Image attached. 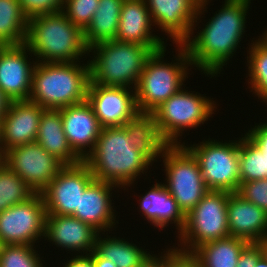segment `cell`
I'll use <instances>...</instances> for the list:
<instances>
[{
	"label": "cell",
	"mask_w": 267,
	"mask_h": 267,
	"mask_svg": "<svg viewBox=\"0 0 267 267\" xmlns=\"http://www.w3.org/2000/svg\"><path fill=\"white\" fill-rule=\"evenodd\" d=\"M86 100L103 128L123 127L139 112L136 91L128 87L90 82Z\"/></svg>",
	"instance_id": "obj_15"
},
{
	"label": "cell",
	"mask_w": 267,
	"mask_h": 267,
	"mask_svg": "<svg viewBox=\"0 0 267 267\" xmlns=\"http://www.w3.org/2000/svg\"><path fill=\"white\" fill-rule=\"evenodd\" d=\"M106 237L97 235L95 250L103 258L114 262L117 267H138L151 255L150 252L124 238L115 236L111 238L108 235Z\"/></svg>",
	"instance_id": "obj_28"
},
{
	"label": "cell",
	"mask_w": 267,
	"mask_h": 267,
	"mask_svg": "<svg viewBox=\"0 0 267 267\" xmlns=\"http://www.w3.org/2000/svg\"><path fill=\"white\" fill-rule=\"evenodd\" d=\"M5 152L4 148H0V167L4 164Z\"/></svg>",
	"instance_id": "obj_46"
},
{
	"label": "cell",
	"mask_w": 267,
	"mask_h": 267,
	"mask_svg": "<svg viewBox=\"0 0 267 267\" xmlns=\"http://www.w3.org/2000/svg\"><path fill=\"white\" fill-rule=\"evenodd\" d=\"M44 108L29 100L11 101L1 121L4 152L29 143H34Z\"/></svg>",
	"instance_id": "obj_20"
},
{
	"label": "cell",
	"mask_w": 267,
	"mask_h": 267,
	"mask_svg": "<svg viewBox=\"0 0 267 267\" xmlns=\"http://www.w3.org/2000/svg\"><path fill=\"white\" fill-rule=\"evenodd\" d=\"M117 188L120 189L115 184L94 179L80 196L79 210H75L71 216L91 225L103 235L106 231L110 234L112 228L118 224L111 200L112 190Z\"/></svg>",
	"instance_id": "obj_18"
},
{
	"label": "cell",
	"mask_w": 267,
	"mask_h": 267,
	"mask_svg": "<svg viewBox=\"0 0 267 267\" xmlns=\"http://www.w3.org/2000/svg\"><path fill=\"white\" fill-rule=\"evenodd\" d=\"M154 255V256H153ZM138 267H165V253L158 257V255H150L141 265Z\"/></svg>",
	"instance_id": "obj_41"
},
{
	"label": "cell",
	"mask_w": 267,
	"mask_h": 267,
	"mask_svg": "<svg viewBox=\"0 0 267 267\" xmlns=\"http://www.w3.org/2000/svg\"><path fill=\"white\" fill-rule=\"evenodd\" d=\"M35 142L64 165H75L83 161L68 143L59 109L43 110Z\"/></svg>",
	"instance_id": "obj_24"
},
{
	"label": "cell",
	"mask_w": 267,
	"mask_h": 267,
	"mask_svg": "<svg viewBox=\"0 0 267 267\" xmlns=\"http://www.w3.org/2000/svg\"><path fill=\"white\" fill-rule=\"evenodd\" d=\"M239 166L241 182L267 178L263 152L245 133L239 139Z\"/></svg>",
	"instance_id": "obj_32"
},
{
	"label": "cell",
	"mask_w": 267,
	"mask_h": 267,
	"mask_svg": "<svg viewBox=\"0 0 267 267\" xmlns=\"http://www.w3.org/2000/svg\"><path fill=\"white\" fill-rule=\"evenodd\" d=\"M70 260L65 262L64 267H94L92 257L89 254L73 256ZM63 267V266H62Z\"/></svg>",
	"instance_id": "obj_40"
},
{
	"label": "cell",
	"mask_w": 267,
	"mask_h": 267,
	"mask_svg": "<svg viewBox=\"0 0 267 267\" xmlns=\"http://www.w3.org/2000/svg\"><path fill=\"white\" fill-rule=\"evenodd\" d=\"M139 199L140 213L154 227L165 229L169 224H175L177 232L180 233L185 225V214L178 207L177 202L161 182L149 187ZM173 221V222H172Z\"/></svg>",
	"instance_id": "obj_23"
},
{
	"label": "cell",
	"mask_w": 267,
	"mask_h": 267,
	"mask_svg": "<svg viewBox=\"0 0 267 267\" xmlns=\"http://www.w3.org/2000/svg\"><path fill=\"white\" fill-rule=\"evenodd\" d=\"M27 52V53H26ZM25 44L0 46V88L10 101L28 100L36 61ZM33 64V65H32Z\"/></svg>",
	"instance_id": "obj_16"
},
{
	"label": "cell",
	"mask_w": 267,
	"mask_h": 267,
	"mask_svg": "<svg viewBox=\"0 0 267 267\" xmlns=\"http://www.w3.org/2000/svg\"><path fill=\"white\" fill-rule=\"evenodd\" d=\"M178 47L175 62L163 61L166 47L153 52L147 59L139 83L135 89L139 112L152 113L163 102L176 94L188 78V67L192 65L188 51L182 44ZM163 58V59H162ZM183 86V87H182Z\"/></svg>",
	"instance_id": "obj_6"
},
{
	"label": "cell",
	"mask_w": 267,
	"mask_h": 267,
	"mask_svg": "<svg viewBox=\"0 0 267 267\" xmlns=\"http://www.w3.org/2000/svg\"><path fill=\"white\" fill-rule=\"evenodd\" d=\"M165 252V267H200L191 253L179 251L175 246Z\"/></svg>",
	"instance_id": "obj_37"
},
{
	"label": "cell",
	"mask_w": 267,
	"mask_h": 267,
	"mask_svg": "<svg viewBox=\"0 0 267 267\" xmlns=\"http://www.w3.org/2000/svg\"><path fill=\"white\" fill-rule=\"evenodd\" d=\"M34 248L33 245L17 244L0 246V267H46Z\"/></svg>",
	"instance_id": "obj_33"
},
{
	"label": "cell",
	"mask_w": 267,
	"mask_h": 267,
	"mask_svg": "<svg viewBox=\"0 0 267 267\" xmlns=\"http://www.w3.org/2000/svg\"><path fill=\"white\" fill-rule=\"evenodd\" d=\"M0 148H4L3 143H2L1 124H0Z\"/></svg>",
	"instance_id": "obj_49"
},
{
	"label": "cell",
	"mask_w": 267,
	"mask_h": 267,
	"mask_svg": "<svg viewBox=\"0 0 267 267\" xmlns=\"http://www.w3.org/2000/svg\"><path fill=\"white\" fill-rule=\"evenodd\" d=\"M10 99L4 94L3 90L0 88V124L8 110Z\"/></svg>",
	"instance_id": "obj_43"
},
{
	"label": "cell",
	"mask_w": 267,
	"mask_h": 267,
	"mask_svg": "<svg viewBox=\"0 0 267 267\" xmlns=\"http://www.w3.org/2000/svg\"><path fill=\"white\" fill-rule=\"evenodd\" d=\"M28 19L39 15L60 12L63 9L64 0H18Z\"/></svg>",
	"instance_id": "obj_36"
},
{
	"label": "cell",
	"mask_w": 267,
	"mask_h": 267,
	"mask_svg": "<svg viewBox=\"0 0 267 267\" xmlns=\"http://www.w3.org/2000/svg\"><path fill=\"white\" fill-rule=\"evenodd\" d=\"M263 156H264V164H265V173L267 175V156H266V153H263Z\"/></svg>",
	"instance_id": "obj_47"
},
{
	"label": "cell",
	"mask_w": 267,
	"mask_h": 267,
	"mask_svg": "<svg viewBox=\"0 0 267 267\" xmlns=\"http://www.w3.org/2000/svg\"><path fill=\"white\" fill-rule=\"evenodd\" d=\"M191 92L182 88L152 112L158 132L168 145L182 144L178 137L184 130L197 129L217 109L213 98Z\"/></svg>",
	"instance_id": "obj_7"
},
{
	"label": "cell",
	"mask_w": 267,
	"mask_h": 267,
	"mask_svg": "<svg viewBox=\"0 0 267 267\" xmlns=\"http://www.w3.org/2000/svg\"><path fill=\"white\" fill-rule=\"evenodd\" d=\"M98 234L91 225L74 216L46 214L44 238L61 250L90 254L95 249Z\"/></svg>",
	"instance_id": "obj_19"
},
{
	"label": "cell",
	"mask_w": 267,
	"mask_h": 267,
	"mask_svg": "<svg viewBox=\"0 0 267 267\" xmlns=\"http://www.w3.org/2000/svg\"><path fill=\"white\" fill-rule=\"evenodd\" d=\"M84 162L95 180L109 182L122 189L127 187V190L153 165L130 144L124 127H104L94 150Z\"/></svg>",
	"instance_id": "obj_2"
},
{
	"label": "cell",
	"mask_w": 267,
	"mask_h": 267,
	"mask_svg": "<svg viewBox=\"0 0 267 267\" xmlns=\"http://www.w3.org/2000/svg\"><path fill=\"white\" fill-rule=\"evenodd\" d=\"M63 131L72 150L84 161L94 150L103 129L86 101L60 108ZM88 148V149H87Z\"/></svg>",
	"instance_id": "obj_17"
},
{
	"label": "cell",
	"mask_w": 267,
	"mask_h": 267,
	"mask_svg": "<svg viewBox=\"0 0 267 267\" xmlns=\"http://www.w3.org/2000/svg\"><path fill=\"white\" fill-rule=\"evenodd\" d=\"M153 21L145 0H124L116 40L149 47L156 52L164 47V39L152 32Z\"/></svg>",
	"instance_id": "obj_21"
},
{
	"label": "cell",
	"mask_w": 267,
	"mask_h": 267,
	"mask_svg": "<svg viewBox=\"0 0 267 267\" xmlns=\"http://www.w3.org/2000/svg\"><path fill=\"white\" fill-rule=\"evenodd\" d=\"M90 66L78 62L36 63L29 101L44 109H60L86 101Z\"/></svg>",
	"instance_id": "obj_4"
},
{
	"label": "cell",
	"mask_w": 267,
	"mask_h": 267,
	"mask_svg": "<svg viewBox=\"0 0 267 267\" xmlns=\"http://www.w3.org/2000/svg\"><path fill=\"white\" fill-rule=\"evenodd\" d=\"M248 243L244 239L229 236L204 243L191 254L200 267H237L238 258Z\"/></svg>",
	"instance_id": "obj_27"
},
{
	"label": "cell",
	"mask_w": 267,
	"mask_h": 267,
	"mask_svg": "<svg viewBox=\"0 0 267 267\" xmlns=\"http://www.w3.org/2000/svg\"><path fill=\"white\" fill-rule=\"evenodd\" d=\"M247 52L248 85L258 99H267V43L260 37L254 40ZM249 55V56H248Z\"/></svg>",
	"instance_id": "obj_30"
},
{
	"label": "cell",
	"mask_w": 267,
	"mask_h": 267,
	"mask_svg": "<svg viewBox=\"0 0 267 267\" xmlns=\"http://www.w3.org/2000/svg\"><path fill=\"white\" fill-rule=\"evenodd\" d=\"M25 45L37 63L79 62L89 55L84 31L62 11L30 18Z\"/></svg>",
	"instance_id": "obj_3"
},
{
	"label": "cell",
	"mask_w": 267,
	"mask_h": 267,
	"mask_svg": "<svg viewBox=\"0 0 267 267\" xmlns=\"http://www.w3.org/2000/svg\"><path fill=\"white\" fill-rule=\"evenodd\" d=\"M262 255L259 243H248L242 250L237 267H254Z\"/></svg>",
	"instance_id": "obj_38"
},
{
	"label": "cell",
	"mask_w": 267,
	"mask_h": 267,
	"mask_svg": "<svg viewBox=\"0 0 267 267\" xmlns=\"http://www.w3.org/2000/svg\"><path fill=\"white\" fill-rule=\"evenodd\" d=\"M123 127L127 130L130 144L152 164L168 145L158 132L153 113L138 112Z\"/></svg>",
	"instance_id": "obj_25"
},
{
	"label": "cell",
	"mask_w": 267,
	"mask_h": 267,
	"mask_svg": "<svg viewBox=\"0 0 267 267\" xmlns=\"http://www.w3.org/2000/svg\"><path fill=\"white\" fill-rule=\"evenodd\" d=\"M159 158L167 176L164 186L186 215L209 191L198 161L183 144L167 145Z\"/></svg>",
	"instance_id": "obj_9"
},
{
	"label": "cell",
	"mask_w": 267,
	"mask_h": 267,
	"mask_svg": "<svg viewBox=\"0 0 267 267\" xmlns=\"http://www.w3.org/2000/svg\"><path fill=\"white\" fill-rule=\"evenodd\" d=\"M245 135L267 156V120L265 123L255 124Z\"/></svg>",
	"instance_id": "obj_39"
},
{
	"label": "cell",
	"mask_w": 267,
	"mask_h": 267,
	"mask_svg": "<svg viewBox=\"0 0 267 267\" xmlns=\"http://www.w3.org/2000/svg\"><path fill=\"white\" fill-rule=\"evenodd\" d=\"M229 192L209 190L185 215V225L178 234L176 249L192 253L197 247L230 236L227 219ZM181 245V246H180ZM183 245V246H182Z\"/></svg>",
	"instance_id": "obj_8"
},
{
	"label": "cell",
	"mask_w": 267,
	"mask_h": 267,
	"mask_svg": "<svg viewBox=\"0 0 267 267\" xmlns=\"http://www.w3.org/2000/svg\"><path fill=\"white\" fill-rule=\"evenodd\" d=\"M89 255L92 257L94 267H117L114 262L103 258L95 249Z\"/></svg>",
	"instance_id": "obj_42"
},
{
	"label": "cell",
	"mask_w": 267,
	"mask_h": 267,
	"mask_svg": "<svg viewBox=\"0 0 267 267\" xmlns=\"http://www.w3.org/2000/svg\"><path fill=\"white\" fill-rule=\"evenodd\" d=\"M98 6L99 0H64L62 12L75 26L84 31Z\"/></svg>",
	"instance_id": "obj_34"
},
{
	"label": "cell",
	"mask_w": 267,
	"mask_h": 267,
	"mask_svg": "<svg viewBox=\"0 0 267 267\" xmlns=\"http://www.w3.org/2000/svg\"><path fill=\"white\" fill-rule=\"evenodd\" d=\"M145 2L153 25L161 28V32L167 33L173 44H182L190 35H194L200 16L207 11L206 5L209 0H145Z\"/></svg>",
	"instance_id": "obj_13"
},
{
	"label": "cell",
	"mask_w": 267,
	"mask_h": 267,
	"mask_svg": "<svg viewBox=\"0 0 267 267\" xmlns=\"http://www.w3.org/2000/svg\"><path fill=\"white\" fill-rule=\"evenodd\" d=\"M93 180L94 176L84 161L65 165L41 193L46 214L72 215L79 210L80 196Z\"/></svg>",
	"instance_id": "obj_14"
},
{
	"label": "cell",
	"mask_w": 267,
	"mask_h": 267,
	"mask_svg": "<svg viewBox=\"0 0 267 267\" xmlns=\"http://www.w3.org/2000/svg\"><path fill=\"white\" fill-rule=\"evenodd\" d=\"M4 163L22 178L35 194H41L65 166L37 142L7 150Z\"/></svg>",
	"instance_id": "obj_12"
},
{
	"label": "cell",
	"mask_w": 267,
	"mask_h": 267,
	"mask_svg": "<svg viewBox=\"0 0 267 267\" xmlns=\"http://www.w3.org/2000/svg\"><path fill=\"white\" fill-rule=\"evenodd\" d=\"M124 0H99L90 24L84 30L86 45L116 40Z\"/></svg>",
	"instance_id": "obj_26"
},
{
	"label": "cell",
	"mask_w": 267,
	"mask_h": 267,
	"mask_svg": "<svg viewBox=\"0 0 267 267\" xmlns=\"http://www.w3.org/2000/svg\"><path fill=\"white\" fill-rule=\"evenodd\" d=\"M254 267H267V259L263 256V254L258 258Z\"/></svg>",
	"instance_id": "obj_45"
},
{
	"label": "cell",
	"mask_w": 267,
	"mask_h": 267,
	"mask_svg": "<svg viewBox=\"0 0 267 267\" xmlns=\"http://www.w3.org/2000/svg\"><path fill=\"white\" fill-rule=\"evenodd\" d=\"M250 1L225 0L222 8L215 12L200 32L190 35L182 43L192 66L206 73L205 76H218L235 54L245 34Z\"/></svg>",
	"instance_id": "obj_1"
},
{
	"label": "cell",
	"mask_w": 267,
	"mask_h": 267,
	"mask_svg": "<svg viewBox=\"0 0 267 267\" xmlns=\"http://www.w3.org/2000/svg\"><path fill=\"white\" fill-rule=\"evenodd\" d=\"M263 256L267 259V236L263 238L260 242H258Z\"/></svg>",
	"instance_id": "obj_44"
},
{
	"label": "cell",
	"mask_w": 267,
	"mask_h": 267,
	"mask_svg": "<svg viewBox=\"0 0 267 267\" xmlns=\"http://www.w3.org/2000/svg\"><path fill=\"white\" fill-rule=\"evenodd\" d=\"M261 38L267 43V30L262 34Z\"/></svg>",
	"instance_id": "obj_48"
},
{
	"label": "cell",
	"mask_w": 267,
	"mask_h": 267,
	"mask_svg": "<svg viewBox=\"0 0 267 267\" xmlns=\"http://www.w3.org/2000/svg\"><path fill=\"white\" fill-rule=\"evenodd\" d=\"M196 158L208 190L237 192L239 174V140L229 142L204 139L200 144L185 145Z\"/></svg>",
	"instance_id": "obj_10"
},
{
	"label": "cell",
	"mask_w": 267,
	"mask_h": 267,
	"mask_svg": "<svg viewBox=\"0 0 267 267\" xmlns=\"http://www.w3.org/2000/svg\"><path fill=\"white\" fill-rule=\"evenodd\" d=\"M90 82L102 86L136 89L147 59L153 51L135 43L117 40L98 43L89 48ZM134 84V85H133Z\"/></svg>",
	"instance_id": "obj_5"
},
{
	"label": "cell",
	"mask_w": 267,
	"mask_h": 267,
	"mask_svg": "<svg viewBox=\"0 0 267 267\" xmlns=\"http://www.w3.org/2000/svg\"><path fill=\"white\" fill-rule=\"evenodd\" d=\"M227 219L232 237L258 243L267 236V213L236 192L229 193Z\"/></svg>",
	"instance_id": "obj_22"
},
{
	"label": "cell",
	"mask_w": 267,
	"mask_h": 267,
	"mask_svg": "<svg viewBox=\"0 0 267 267\" xmlns=\"http://www.w3.org/2000/svg\"><path fill=\"white\" fill-rule=\"evenodd\" d=\"M28 21L18 0H0V46L25 44Z\"/></svg>",
	"instance_id": "obj_29"
},
{
	"label": "cell",
	"mask_w": 267,
	"mask_h": 267,
	"mask_svg": "<svg viewBox=\"0 0 267 267\" xmlns=\"http://www.w3.org/2000/svg\"><path fill=\"white\" fill-rule=\"evenodd\" d=\"M236 193L267 213V178L241 182Z\"/></svg>",
	"instance_id": "obj_35"
},
{
	"label": "cell",
	"mask_w": 267,
	"mask_h": 267,
	"mask_svg": "<svg viewBox=\"0 0 267 267\" xmlns=\"http://www.w3.org/2000/svg\"><path fill=\"white\" fill-rule=\"evenodd\" d=\"M35 195L29 185L5 163L0 167V212Z\"/></svg>",
	"instance_id": "obj_31"
},
{
	"label": "cell",
	"mask_w": 267,
	"mask_h": 267,
	"mask_svg": "<svg viewBox=\"0 0 267 267\" xmlns=\"http://www.w3.org/2000/svg\"><path fill=\"white\" fill-rule=\"evenodd\" d=\"M46 207L42 194L0 212V246L35 245L45 234ZM43 236V237H42Z\"/></svg>",
	"instance_id": "obj_11"
}]
</instances>
